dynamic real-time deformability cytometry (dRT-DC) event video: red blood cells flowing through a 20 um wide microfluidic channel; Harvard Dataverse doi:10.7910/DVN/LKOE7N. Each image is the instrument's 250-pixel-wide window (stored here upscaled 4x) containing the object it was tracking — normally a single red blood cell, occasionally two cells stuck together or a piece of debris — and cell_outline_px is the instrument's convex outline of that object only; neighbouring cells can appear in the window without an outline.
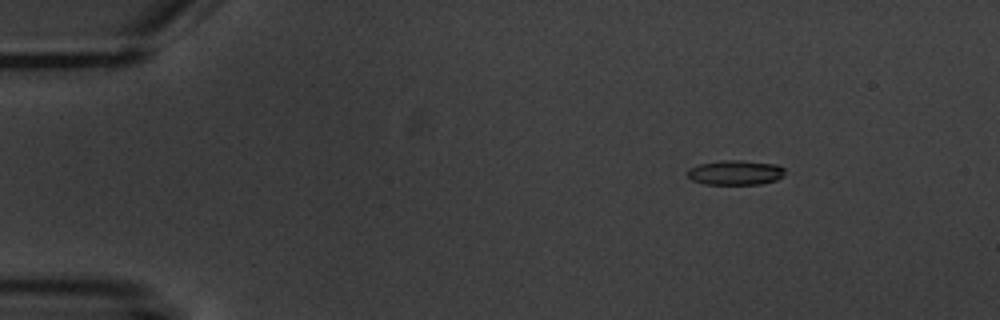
{"species": "common noctule bat (a hibernating species)", "species_latin": "Nyctalus noctula", "temperature_condition": "warm", "stored_images_in_passage": 3, "camera_frame_rate_fps": 3000, "um_per_image_px": 0.085, "animal": {"sex": "male", "body_mass_g": 20.1, "forearm_length_mm": 53.5}, "frame": {"image": 1, "passage_image": 1, "time_ms": 0.0, "image_size_px": [1000, 320], "cell_outline_px": [[784, 176], [776, 180], [760, 184], [704, 184], [692, 180], [688, 176], [688, 168], [700, 164], [724, 160], [740, 160], [776, 164], [784, 168]], "centroid_in_image_um": [62.52, 14.67], "position_along_channel_um": 22.5, "area_um2": 13.99}}